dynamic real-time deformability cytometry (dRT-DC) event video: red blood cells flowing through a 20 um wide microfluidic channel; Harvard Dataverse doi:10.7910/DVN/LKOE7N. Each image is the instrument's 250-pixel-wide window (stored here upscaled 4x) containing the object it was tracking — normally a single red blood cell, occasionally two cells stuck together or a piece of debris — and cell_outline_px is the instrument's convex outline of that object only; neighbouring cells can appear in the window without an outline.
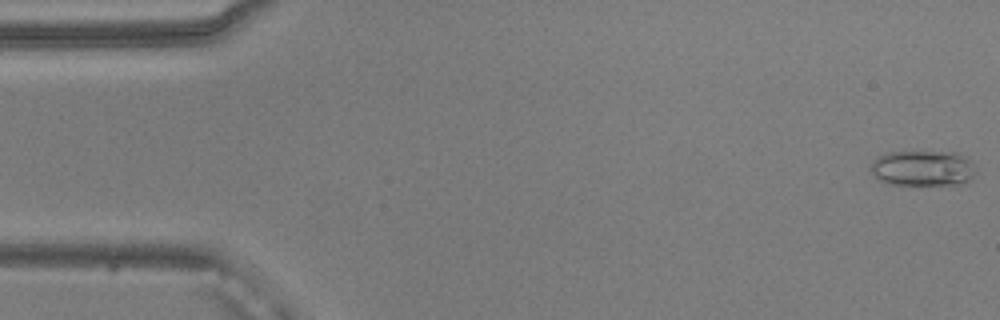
{"species": "common noctule bat (a hibernating species)", "species_latin": "Nyctalus noctula", "temperature_condition": "warm", "stored_images_in_passage": 52, "camera_frame_rate_fps": 3000, "um_per_image_px": 0.085, "animal": {"sex": "male", "body_mass_g": 20.5, "forearm_length_mm": 52.5}, "frame": {"image": 1, "passage_image": 1, "time_ms": 0.0, "image_size_px": [1000, 320], "cell_outline_px": [[976, 172], [972, 180], [952, 184], [892, 184], [876, 180], [868, 168], [880, 156], [888, 152], [956, 152], [968, 160], [972, 164]], "centroid_in_image_um": [78.4, 14.3], "position_along_channel_um": 6.6, "area_um2": 21.56}}
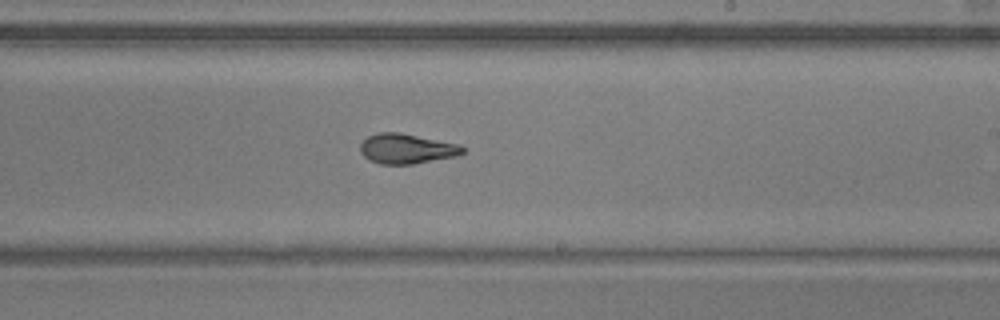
{"frame": {"image": 2, "passage_image": 30, "time_ms": 9.667, "image_size_px": [1000, 320], "cell_outline_px": [[464, 152], [456, 156], [412, 164], [380, 164], [364, 156], [360, 152], [360, 144], [368, 136], [376, 132], [400, 132], [460, 144], [464, 148]], "centroid_in_image_um": [34.56, 12.62], "position_along_channel_um": 254.4, "area_um2": 17.86}}
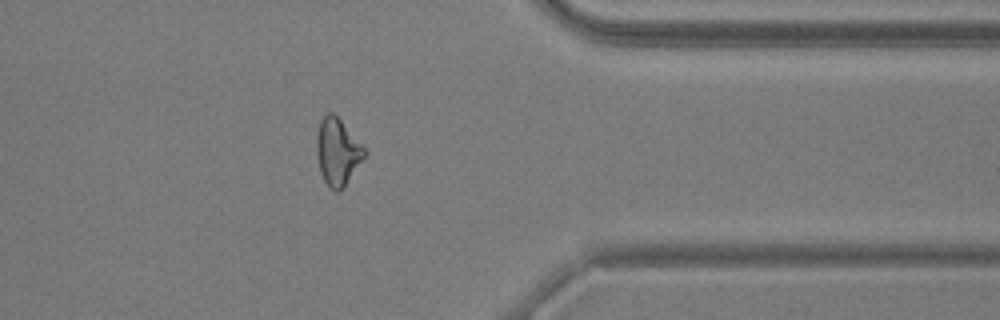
{"frame": {"image": 3, "passage_image": 41, "time_ms": 13.333, "image_size_px": [1000, 320], "cell_outline_px": [[368, 152], [344, 188], [340, 192], [336, 192], [324, 180], [320, 172], [316, 152], [316, 136], [320, 120], [328, 112], [332, 112], [340, 120]], "centroid_in_image_um": [28.68, 12.92], "position_along_channel_um": 382.7, "area_um2": 18.55}, "authors_computed_cell_mechanics": {"area_um2": 18.5538, "velocity_mm_per_s": 3.8944, "shape_relaxation_time_tau1_ms": 4.1345, "shape_relaxation_time_tau2_ms": 2.1733, "deformation_change_tau1": 0.1581, "deformation_change_tau2": 0.0917}}